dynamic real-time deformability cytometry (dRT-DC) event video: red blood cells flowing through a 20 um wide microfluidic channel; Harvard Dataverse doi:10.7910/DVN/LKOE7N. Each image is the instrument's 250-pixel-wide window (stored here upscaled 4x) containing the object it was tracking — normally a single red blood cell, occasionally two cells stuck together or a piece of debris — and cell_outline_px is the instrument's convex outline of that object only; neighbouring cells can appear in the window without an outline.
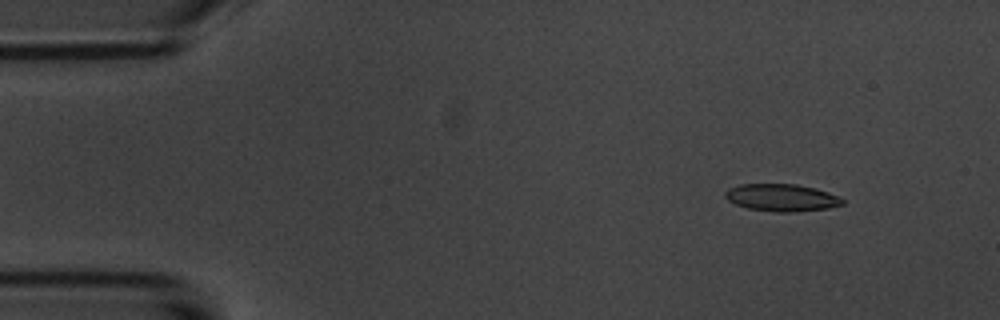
{"species": "common noctule bat (a hibernating species)", "species_latin": "Nyctalus noctula", "temperature_condition": "room temperature", "stored_images_in_passage": 4, "camera_frame_rate_fps": 3000, "um_per_image_px": 0.085, "animal": {"sex": "male", "body_mass_g": 20.1, "forearm_length_mm": 53.5}, "frame": {"image": 1, "passage_image": 2, "time_ms": 1.0, "image_size_px": [1000, 320], "cell_outline_px": [[844, 204], [828, 208], [792, 212], [776, 212], [748, 208], [736, 204], [728, 200], [724, 196], [724, 192], [728, 188], [740, 184], [796, 184], [816, 188], [828, 192], [844, 200]], "centroid_in_image_um": [66.42, 16.79], "position_along_channel_um": 18.6, "area_um2": 18.61}}
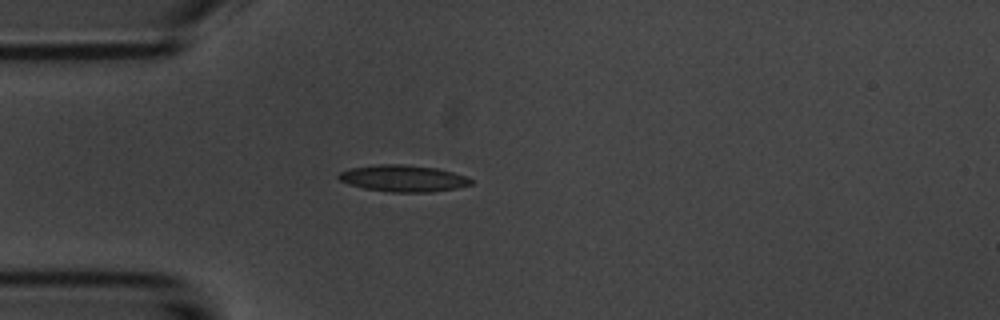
{"frame": {"image": 2, "passage_image": 4, "time_ms": 4.0, "image_size_px": [1000, 320], "cell_outline_px": [[472, 184], [456, 188], [432, 192], [392, 192], [364, 188], [348, 184], [340, 180], [336, 176], [340, 172], [352, 168], [380, 164], [404, 164], [436, 168], [468, 176], [472, 180]], "centroid_in_image_um": [34.29, 15.16], "position_along_channel_um": 50.7, "area_um2": 20.46}}